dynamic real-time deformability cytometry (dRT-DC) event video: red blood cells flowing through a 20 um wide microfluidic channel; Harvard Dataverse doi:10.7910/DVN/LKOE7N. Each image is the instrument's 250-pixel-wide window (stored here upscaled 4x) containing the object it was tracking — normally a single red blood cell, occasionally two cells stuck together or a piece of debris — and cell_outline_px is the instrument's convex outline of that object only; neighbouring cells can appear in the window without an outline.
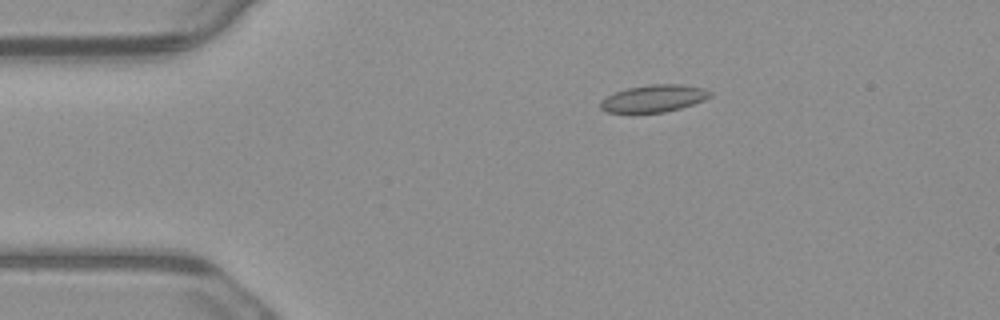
{"species": "common noctule bat (a hibernating species)", "species_latin": "Nyctalus noctula", "temperature_condition": "warm", "stored_images_in_passage": 3, "camera_frame_rate_fps": 3000, "um_per_image_px": 0.085, "animal": {"sex": "male", "body_mass_g": 23.1, "forearm_length_mm": 52.7}, "frame": {"image": 1, "passage_image": 2, "time_ms": 0.333, "image_size_px": [1000, 320], "cell_outline_px": [[712, 96], [704, 100], [680, 108], [664, 112], [608, 112], [600, 108], [600, 100], [616, 92], [628, 88], [652, 84], [680, 84], [704, 88], [712, 92]], "centroid_in_image_um": [55.6, 8.36], "position_along_channel_um": 29.4, "area_um2": 17.17}}